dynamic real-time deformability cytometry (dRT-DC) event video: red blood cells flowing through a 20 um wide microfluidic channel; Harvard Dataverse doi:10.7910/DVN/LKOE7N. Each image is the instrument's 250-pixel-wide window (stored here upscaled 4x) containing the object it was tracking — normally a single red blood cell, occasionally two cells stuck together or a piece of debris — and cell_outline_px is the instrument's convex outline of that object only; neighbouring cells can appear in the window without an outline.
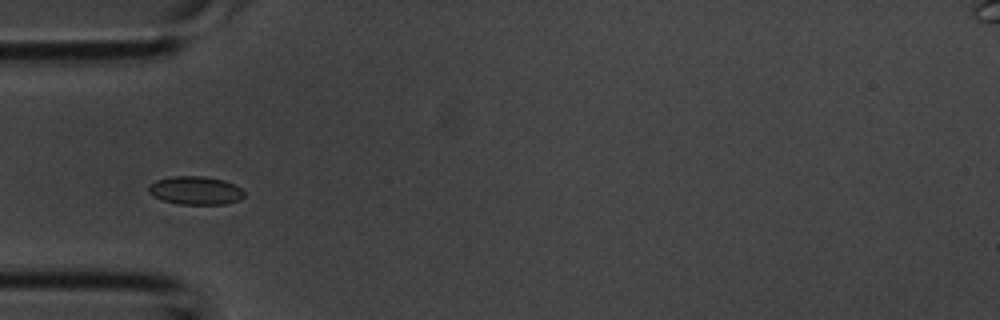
{"species": "common noctule bat (a hibernating species)", "species_latin": "Nyctalus noctula", "temperature_condition": "room temperature", "stored_images_in_passage": 3, "camera_frame_rate_fps": 3000, "um_per_image_px": 0.085, "animal": {"sex": "male", "body_mass_g": 20.1, "forearm_length_mm": 53.5}, "frame": {"image": 1, "passage_image": 2, "time_ms": 0.333, "image_size_px": [1000, 320], "cell_outline_px": [[244, 196], [240, 200], [224, 204], [180, 204], [164, 200], [148, 192], [148, 184], [156, 180], [172, 176], [204, 176], [224, 180], [240, 188], [244, 192]], "centroid_in_image_um": [16.61, 16.18], "position_along_channel_um": 68.4, "area_um2": 15.66}}
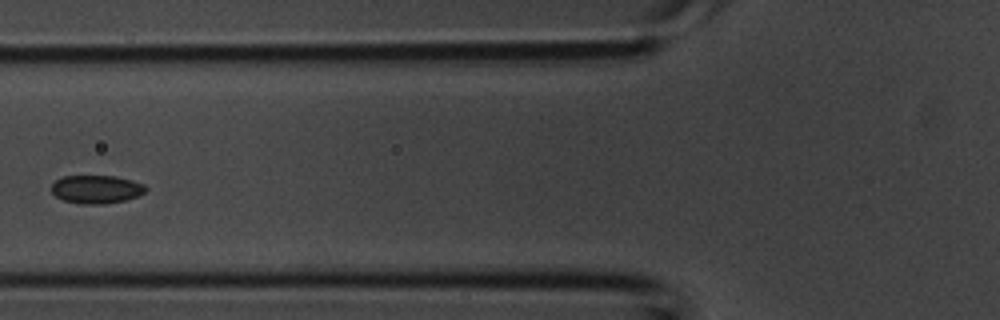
{"frame": {"image": 2, "passage_image": 3, "time_ms": 0.667, "image_size_px": [1000, 320], "cell_outline_px": [[148, 188], [144, 192], [136, 196], [124, 200], [104, 204], [80, 204], [64, 200], [56, 196], [52, 192], [52, 184], [56, 180], [64, 176], [116, 176], [132, 180], [144, 184]], "centroid_in_image_um": [8.2, 16.08], "position_along_channel_um": 117.6, "area_um2": 15.43}}